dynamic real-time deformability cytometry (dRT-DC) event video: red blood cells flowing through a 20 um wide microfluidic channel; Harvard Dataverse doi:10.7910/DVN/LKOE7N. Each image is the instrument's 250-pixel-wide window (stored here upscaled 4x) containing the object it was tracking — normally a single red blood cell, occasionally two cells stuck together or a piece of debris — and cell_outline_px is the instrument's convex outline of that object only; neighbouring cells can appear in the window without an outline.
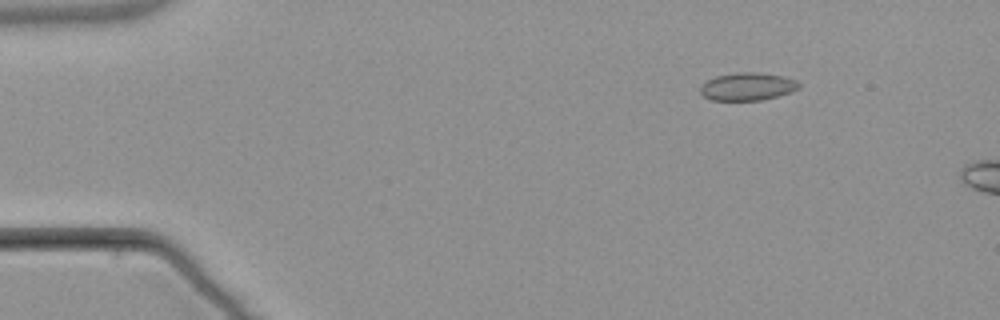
{"species": "common noctule bat (a hibernating species)", "species_latin": "Nyctalus noctula", "temperature_condition": "warm", "stored_images_in_passage": 5, "camera_frame_rate_fps": 3000, "um_per_image_px": 0.085, "animal": {"sex": "male", "body_mass_g": 21.5, "forearm_length_mm": 52.0}, "frame": {"image": 1, "passage_image": 2, "time_ms": 2.333, "image_size_px": [1000, 320], "cell_outline_px": [[800, 88], [792, 92], [760, 100], [712, 100], [704, 96], [700, 92], [700, 88], [708, 80], [716, 76], [740, 72], [756, 72], [784, 76], [796, 80], [800, 84]], "centroid_in_image_um": [63.57, 7.35], "position_along_channel_um": 21.4, "area_um2": 15.84}}